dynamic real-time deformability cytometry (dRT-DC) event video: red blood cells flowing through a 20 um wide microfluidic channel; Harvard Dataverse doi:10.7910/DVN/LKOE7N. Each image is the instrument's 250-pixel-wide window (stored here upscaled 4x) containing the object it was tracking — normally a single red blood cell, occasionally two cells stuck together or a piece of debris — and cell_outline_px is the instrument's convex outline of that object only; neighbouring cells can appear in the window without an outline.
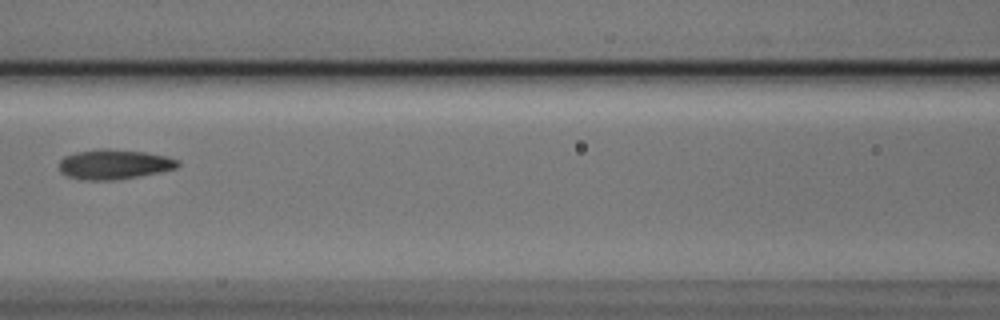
{"species": "Egyptian fruit bat (a non-hibernating species)", "species_latin": "Rousettus aegyptiacus", "temperature_condition": "cold", "stored_images_in_passage": 4, "camera_frame_rate_fps": 3000, "um_per_image_px": 0.085, "animal": {"sex": "male"}, "frame": {"image": 1, "passage_image": 4, "time_ms": 1.0, "image_size_px": [1000, 320], "cell_outline_px": [[180, 164], [176, 168], [160, 172], [112, 180], [84, 180], [68, 176], [60, 172], [60, 160], [64, 156], [76, 152], [100, 148], [144, 152], [168, 156], [180, 160]], "centroid_in_image_um": [9.71, 13.96], "position_along_channel_um": 156.9, "area_um2": 20.52}}